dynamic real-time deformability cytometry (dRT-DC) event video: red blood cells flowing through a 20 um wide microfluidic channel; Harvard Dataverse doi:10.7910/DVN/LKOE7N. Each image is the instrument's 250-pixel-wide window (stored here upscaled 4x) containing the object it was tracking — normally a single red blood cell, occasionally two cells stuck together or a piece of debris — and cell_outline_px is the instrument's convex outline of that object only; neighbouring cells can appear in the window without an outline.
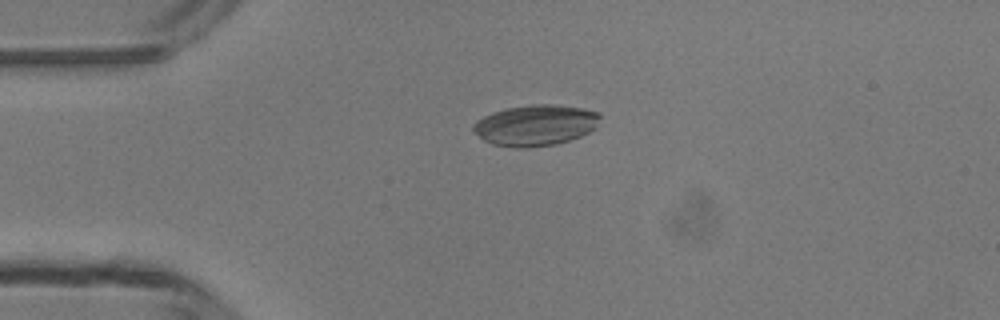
{"species": "common noctule bat (a hibernating species)", "species_latin": "Nyctalus noctula", "temperature_condition": "room temperature", "stored_images_in_passage": 48, "camera_frame_rate_fps": 3000, "um_per_image_px": 0.085, "animal": {"sex": "male", "body_mass_g": 13.3}, "frame": {"image": 1, "passage_image": 11, "time_ms": 3.333, "image_size_px": [1000, 320], "cell_outline_px": [[600, 116], [596, 128], [580, 136], [556, 144], [528, 148], [516, 148], [492, 144], [484, 140], [472, 128], [472, 124], [476, 120], [492, 112], [504, 108], [532, 104], [552, 104], [580, 108], [596, 112]], "centroid_in_image_um": [45.48, 10.64], "position_along_channel_um": 39.5, "area_um2": 30.17}}
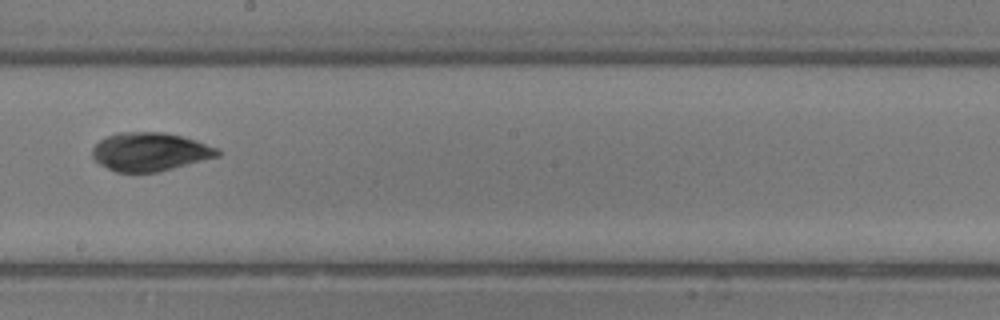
{"frame": {"image": 2, "passage_image": 27, "time_ms": 8.667, "image_size_px": [1000, 320], "cell_outline_px": [[220, 156], [156, 172], [116, 172], [100, 164], [92, 156], [92, 148], [100, 140], [108, 136], [120, 132], [164, 132], [184, 136], [196, 140], [216, 148], [220, 152]], "centroid_in_image_um": [12.74, 12.89], "position_along_channel_um": 235.5, "area_um2": 27.86}}
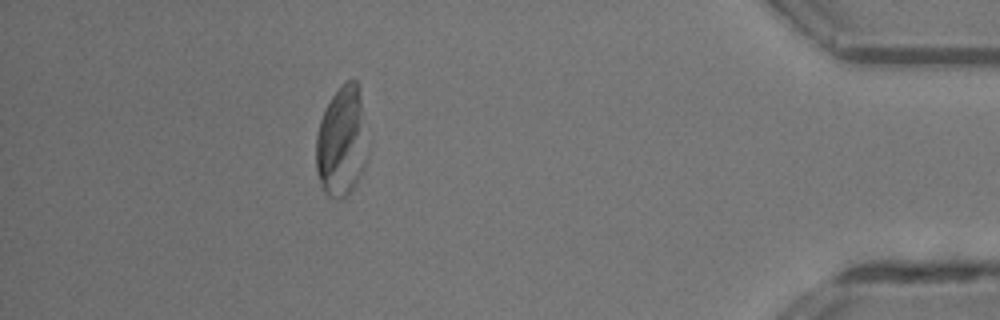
{"frame": {"image": 3, "passage_image": 43, "time_ms": 14.0, "image_size_px": [1000, 320], "cell_outline_px": [[360, 168], [356, 180], [352, 188], [340, 200], [336, 200], [328, 196], [324, 192], [316, 172], [316, 136], [320, 120], [332, 96], [340, 84], [348, 80], [356, 80], [360, 100]], "centroid_in_image_um": [28.87, 12.06], "position_along_channel_um": 406.3, "area_um2": 30.29}, "authors_computed_cell_mechanics": {"area_um2": 29.0156, "velocity_mm_per_s": 4.2006, "shape_relaxation_time_tau1_ms": 6.5213, "shape_relaxation_time_tau2_ms": 1.2622, "deformation_change_tau1": 0.1395, "deformation_change_tau2": 0.0358}}